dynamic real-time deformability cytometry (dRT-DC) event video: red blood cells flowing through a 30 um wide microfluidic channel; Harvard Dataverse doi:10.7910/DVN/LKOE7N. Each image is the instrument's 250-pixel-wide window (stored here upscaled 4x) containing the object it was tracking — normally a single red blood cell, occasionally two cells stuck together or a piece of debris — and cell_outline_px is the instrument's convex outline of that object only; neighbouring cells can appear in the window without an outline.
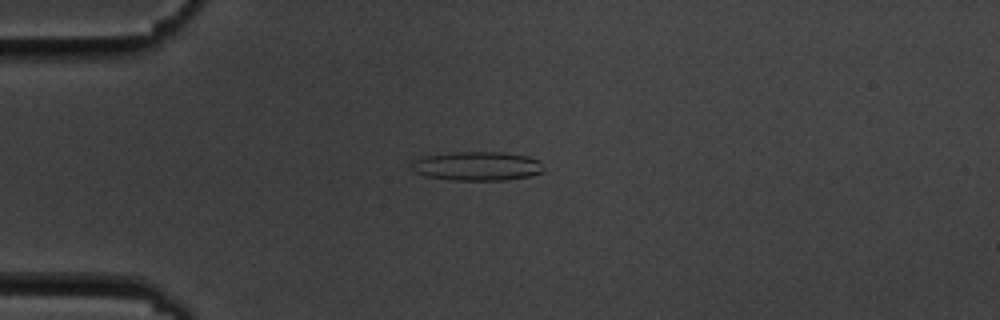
{"species": "common noctule bat (a hibernating species)", "species_latin": "Nyctalus noctula", "temperature_condition": "cold", "stored_images_in_passage": 7, "camera_frame_rate_fps": 3000, "um_per_image_px": 0.085, "animal": {"sex": "male", "body_mass_g": 19.5, "forearm_length_mm": 54.6}, "frame": {"image": 1, "passage_image": 4, "time_ms": 3.667, "image_size_px": [1000, 320], "cell_outline_px": [[544, 168], [540, 172], [532, 176], [508, 180], [452, 180], [424, 176], [412, 172], [412, 160], [424, 156], [452, 152], [504, 152], [528, 156], [540, 160]], "centroid_in_image_um": [40.55, 14.12], "position_along_channel_um": 44.5, "area_um2": 22.66}}
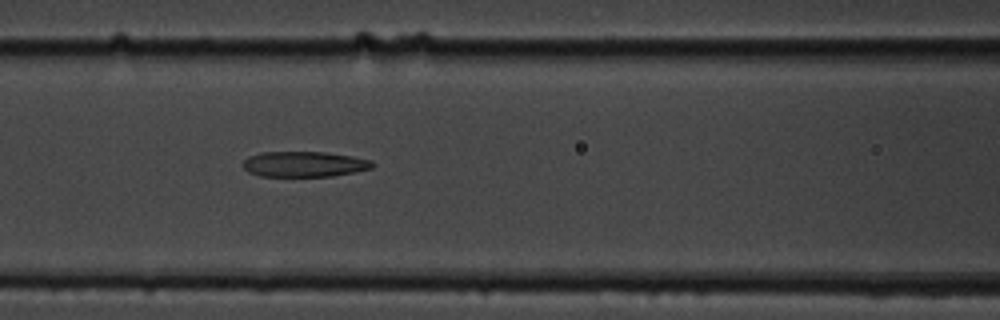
{"frame": {"image": 2, "passage_image": 7, "time_ms": 7.0, "image_size_px": [1000, 320], "cell_outline_px": [[372, 168], [356, 172], [332, 176], [260, 176], [248, 172], [244, 168], [244, 160], [248, 156], [260, 152], [324, 152], [352, 156], [372, 160]], "centroid_in_image_um": [25.85, 13.95], "position_along_channel_um": 140.7, "area_um2": 19.19}}